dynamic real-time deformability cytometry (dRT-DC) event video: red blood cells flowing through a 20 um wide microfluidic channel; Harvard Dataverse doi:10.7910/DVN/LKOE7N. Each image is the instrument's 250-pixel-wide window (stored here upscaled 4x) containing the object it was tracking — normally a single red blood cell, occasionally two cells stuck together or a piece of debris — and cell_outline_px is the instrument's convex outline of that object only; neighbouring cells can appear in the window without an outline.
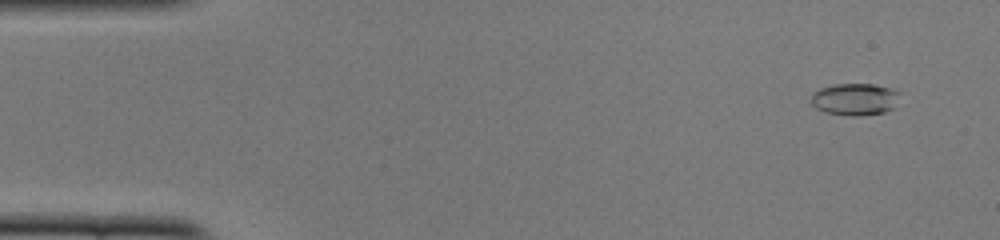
{"species": "common noctule bat (a hibernating species)", "species_latin": "Nyctalus noctula", "temperature_condition": "cold", "stored_images_in_passage": 52, "camera_frame_rate_fps": 3000, "um_per_image_px": 0.085, "animal": {"sex": "female", "body_mass_g": 22.0, "forearm_length_mm": 56.7}, "frame": {"image": 1, "passage_image": 4, "time_ms": 1.0, "image_size_px": [1000, 240], "cell_outline_px": [[900, 92], [892, 108], [884, 112], [860, 116], [852, 116], [824, 112], [816, 108], [808, 100], [812, 92], [820, 88], [836, 84], [872, 84], [892, 88]], "centroid_in_image_um": [72.6, 8.43], "position_along_channel_um": 12.4, "area_um2": 16.65}}
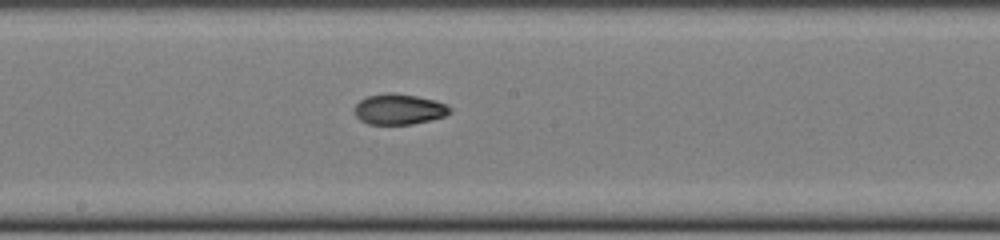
{"frame": {"image": 2, "passage_image": 28, "time_ms": 9.0, "image_size_px": [1000, 240], "cell_outline_px": [[452, 112], [444, 116], [432, 120], [412, 124], [368, 124], [360, 120], [356, 116], [352, 108], [360, 100], [368, 96], [388, 92], [416, 96], [436, 100], [452, 108]], "centroid_in_image_um": [33.91, 9.29], "position_along_channel_um": 214.3, "area_um2": 17.11}}
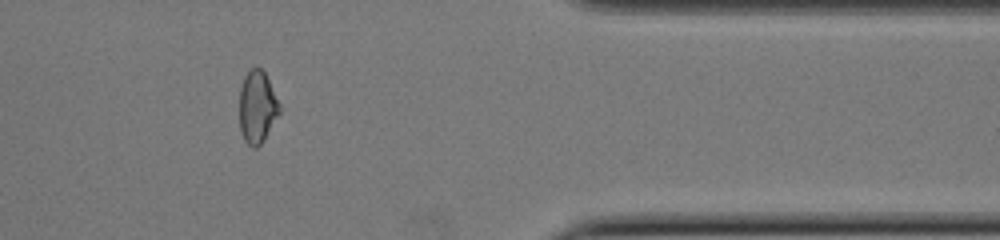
{"frame": {"image": 3, "passage_image": 43, "time_ms": 14.0, "image_size_px": [1000, 240], "cell_outline_px": [[280, 112], [260, 144], [256, 148], [252, 148], [244, 140], [240, 128], [240, 88], [244, 76], [252, 68], [260, 68], [264, 72], [280, 104]], "centroid_in_image_um": [21.85, 9.1], "position_along_channel_um": 389.5, "area_um2": 16.53}, "authors_computed_cell_mechanics": {"area_um2": 16.9643, "velocity_mm_per_s": 3.9244, "shape_relaxation_time_tau1_ms": null, "shape_relaxation_time_tau2_ms": 2.3306, "deformation_change_tau1": null, "deformation_change_tau2": 0.0645}}